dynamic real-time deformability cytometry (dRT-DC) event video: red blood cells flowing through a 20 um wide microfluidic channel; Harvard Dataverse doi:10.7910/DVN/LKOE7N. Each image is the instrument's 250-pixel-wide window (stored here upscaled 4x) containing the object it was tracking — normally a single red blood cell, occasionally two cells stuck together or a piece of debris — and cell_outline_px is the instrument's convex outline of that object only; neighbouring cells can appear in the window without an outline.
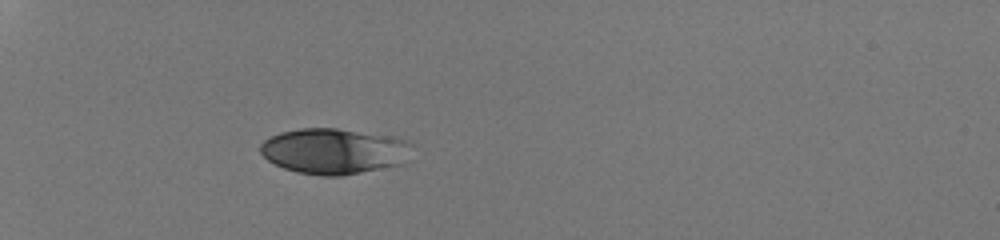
{"species": "human", "species_latin": "Homo sapiens", "temperature_condition": "room temperature", "stored_images_in_passage": 34, "camera_frame_rate_fps": 3000, "um_per_image_px": 0.085, "donor": {"sex": "male"}, "frame": {"image": 1, "passage_image": 1, "time_ms": 0.0, "image_size_px": [1000, 240], "cell_outline_px": [[412, 144], [404, 164], [340, 176], [320, 176], [296, 172], [284, 168], [268, 160], [260, 152], [260, 144], [264, 140], [280, 132], [300, 128], [336, 128], [392, 136], [408, 140]], "centroid_in_image_um": [28.39, 12.85], "position_along_channel_um": 56.6, "area_um2": 40.46}}
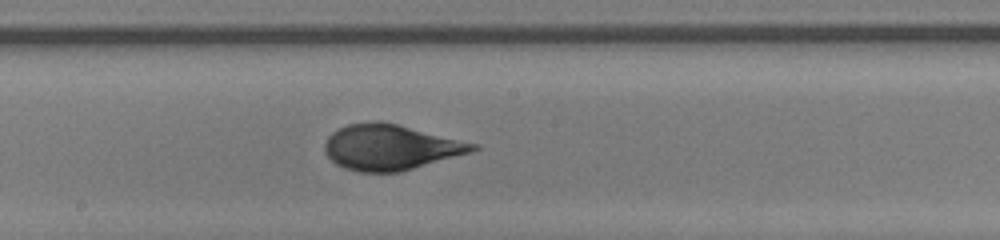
{"frame": {"image": 2, "passage_image": 15, "time_ms": 4.667, "image_size_px": [1000, 240], "cell_outline_px": [[480, 148], [472, 152], [400, 172], [356, 172], [344, 168], [336, 164], [324, 152], [324, 144], [328, 136], [332, 132], [348, 124], [376, 120], [380, 120], [480, 144]], "centroid_in_image_um": [33.2, 12.51], "position_along_channel_um": 215.0, "area_um2": 39.42}}
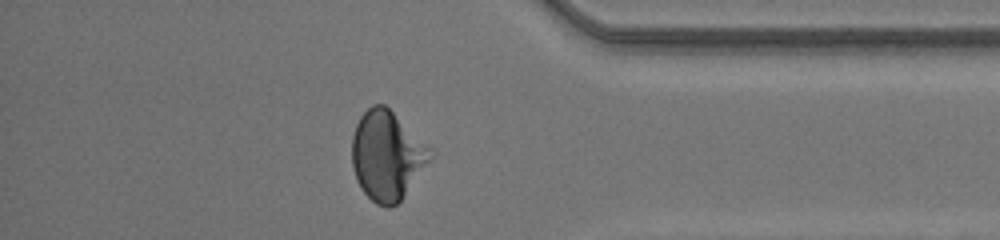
{"frame": {"image": 3, "passage_image": 29, "time_ms": 9.333, "image_size_px": [1000, 240], "cell_outline_px": [[432, 156], [400, 200], [396, 204], [388, 208], [376, 204], [360, 188], [356, 180], [352, 164], [352, 136], [356, 124], [360, 116], [372, 104], [384, 104], [432, 148]], "centroid_in_image_um": [32.86, 13.2], "position_along_channel_um": 402.3, "area_um2": 40.23}, "authors_computed_cell_mechanics": {"area_um2": 39.2462, "velocity_mm_per_s": 4.2241, "shape_relaxation_time_tau1_ms": 5.2052, "shape_relaxation_time_tau2_ms": null, "deformation_change_tau1": 0.2096, "deformation_change_tau2": null}}